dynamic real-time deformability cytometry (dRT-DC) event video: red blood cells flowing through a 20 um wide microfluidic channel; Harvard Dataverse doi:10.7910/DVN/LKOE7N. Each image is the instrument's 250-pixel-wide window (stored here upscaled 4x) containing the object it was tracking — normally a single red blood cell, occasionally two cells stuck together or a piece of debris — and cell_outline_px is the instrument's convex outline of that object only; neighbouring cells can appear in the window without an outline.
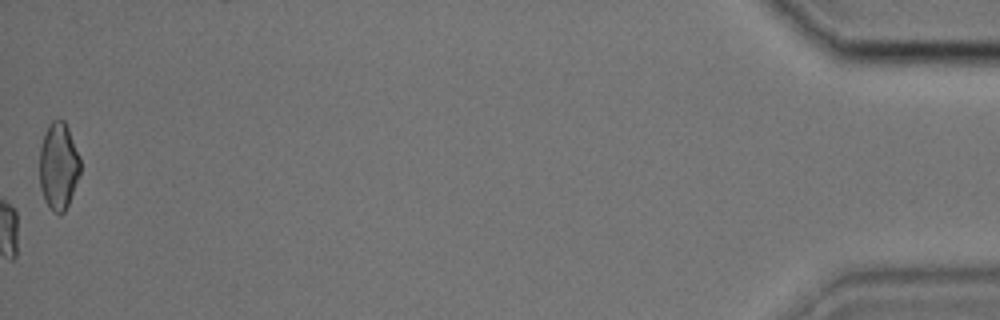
{"species": "common noctule bat (a hibernating species)", "species_latin": "Nyctalus noctula", "temperature_condition": "cold", "stored_images_in_passage": 43, "camera_frame_rate_fps": 3000, "um_per_image_px": 0.085, "animal": {"sex": "male", "body_mass_g": 17.9, "forearm_length_mm": 54.2}, "frame": {"image": 1, "passage_image": 43, "time_ms": 14.0, "image_size_px": [1000, 320], "cell_outline_px": [[80, 172], [68, 204], [64, 212], [60, 216], [52, 212], [48, 208], [44, 200], [40, 188], [40, 148], [44, 132], [48, 124], [52, 120], [64, 120], [68, 128], [80, 156]], "centroid_in_image_um": [4.96, 14.14], "position_along_channel_um": 430.2, "area_um2": 20.87}}